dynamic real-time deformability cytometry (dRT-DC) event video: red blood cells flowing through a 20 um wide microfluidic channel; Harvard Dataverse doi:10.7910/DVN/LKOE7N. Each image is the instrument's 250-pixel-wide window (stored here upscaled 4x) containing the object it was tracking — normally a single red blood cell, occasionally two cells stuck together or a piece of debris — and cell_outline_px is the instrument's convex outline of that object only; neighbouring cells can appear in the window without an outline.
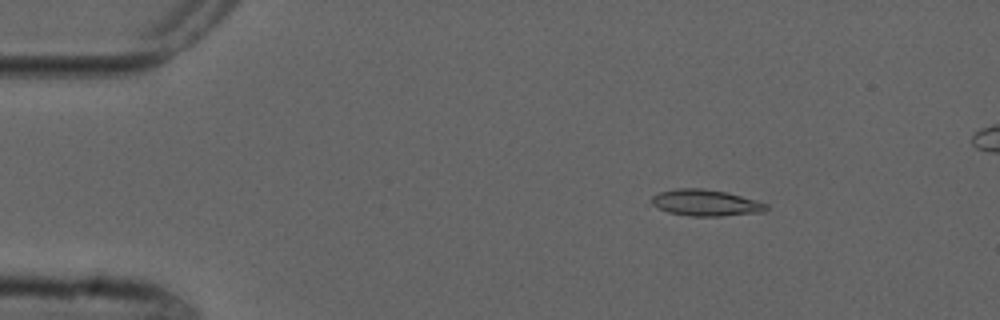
{"species": "common noctule bat (a hibernating species)", "species_latin": "Nyctalus noctula", "temperature_condition": "cold", "stored_images_in_passage": 5, "camera_frame_rate_fps": 3000, "um_per_image_px": 0.085, "animal": {"sex": "male", "forearm_length_mm": 52.5}, "frame": {"image": 1, "passage_image": 2, "time_ms": 2.333, "image_size_px": [1000, 320], "cell_outline_px": [[768, 208], [764, 212], [720, 216], [692, 216], [668, 212], [652, 204], [652, 196], [660, 192], [676, 188], [704, 188], [728, 192], [756, 200], [768, 204]], "centroid_in_image_um": [60.02, 17.23], "position_along_channel_um": 25.0, "area_um2": 17.63}}